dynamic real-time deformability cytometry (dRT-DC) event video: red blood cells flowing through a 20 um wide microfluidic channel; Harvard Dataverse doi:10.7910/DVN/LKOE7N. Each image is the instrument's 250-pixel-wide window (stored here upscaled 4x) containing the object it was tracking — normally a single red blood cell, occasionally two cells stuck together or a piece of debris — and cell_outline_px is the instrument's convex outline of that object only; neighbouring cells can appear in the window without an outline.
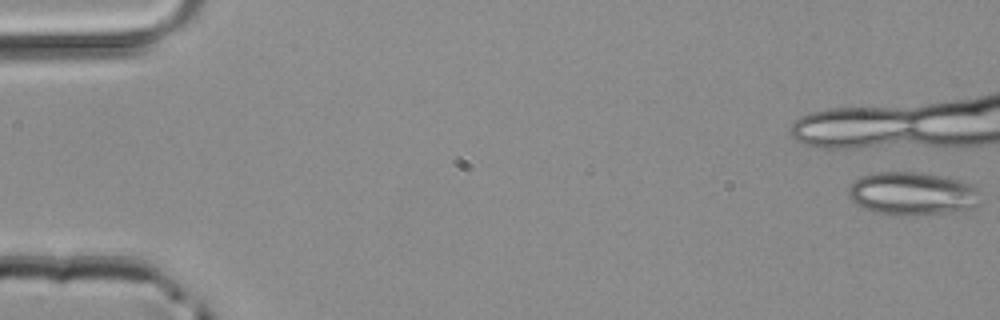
{"species": "common noctule bat (a hibernating species)", "species_latin": "Nyctalus noctula", "temperature_condition": "room temperature", "stored_images_in_passage": 5, "camera_frame_rate_fps": 3000, "um_per_image_px": 0.085, "animal": {"sex": "male", "body_mass_g": 20.4}, "frame": {"image": 1, "passage_image": 1, "time_ms": 0.0, "image_size_px": [1000, 320], "cell_outline_px": [[984, 204], [976, 208], [944, 212], [900, 216], [892, 216], [872, 212], [856, 204], [848, 196], [848, 188], [860, 176], [876, 172], [920, 172], [960, 180], [976, 188]], "centroid_in_image_um": [77.55, 16.47], "position_along_channel_um": 7.4, "area_um2": 33.47}}